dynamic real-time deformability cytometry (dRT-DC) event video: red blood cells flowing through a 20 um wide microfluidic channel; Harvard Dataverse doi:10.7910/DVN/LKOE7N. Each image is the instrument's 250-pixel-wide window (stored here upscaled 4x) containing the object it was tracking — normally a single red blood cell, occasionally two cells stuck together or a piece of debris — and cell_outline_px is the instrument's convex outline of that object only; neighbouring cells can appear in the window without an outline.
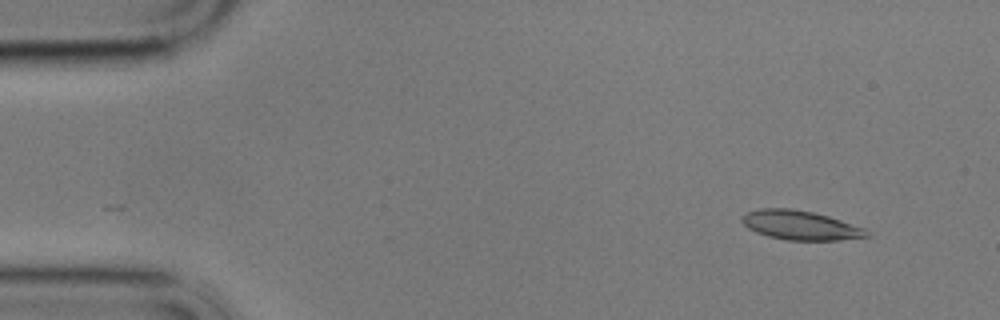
{"species": "common noctule bat (a hibernating species)", "species_latin": "Nyctalus noctula", "temperature_condition": "cold", "stored_images_in_passage": 54, "camera_frame_rate_fps": 3000, "um_per_image_px": 0.085, "animal": {"sex": "male", "body_mass_g": 17.9}, "frame": {"image": 1, "passage_image": 1, "time_ms": 0.0, "image_size_px": [1000, 320], "cell_outline_px": [[868, 236], [840, 240], [788, 240], [768, 236], [756, 232], [748, 228], [740, 220], [748, 212], [760, 208], [792, 208], [812, 212], [828, 216], [864, 228]], "centroid_in_image_um": [67.99, 19.14], "position_along_channel_um": 17.0, "area_um2": 20.92}}
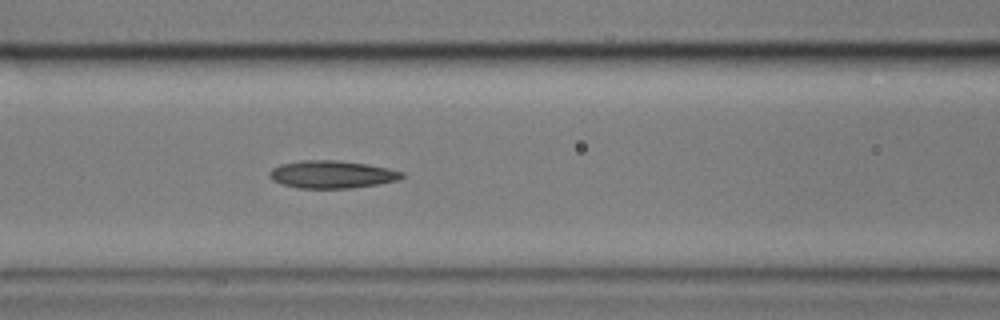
{"frame": {"image": 2, "passage_image": 20, "time_ms": 6.333, "image_size_px": [1000, 320], "cell_outline_px": [[404, 176], [400, 180], [352, 188], [300, 188], [284, 184], [272, 180], [268, 176], [268, 172], [272, 168], [280, 164], [300, 160], [336, 160], [368, 164], [388, 168], [404, 172]], "centroid_in_image_um": [28.21, 14.81], "position_along_channel_um": 138.4, "area_um2": 21.39}}
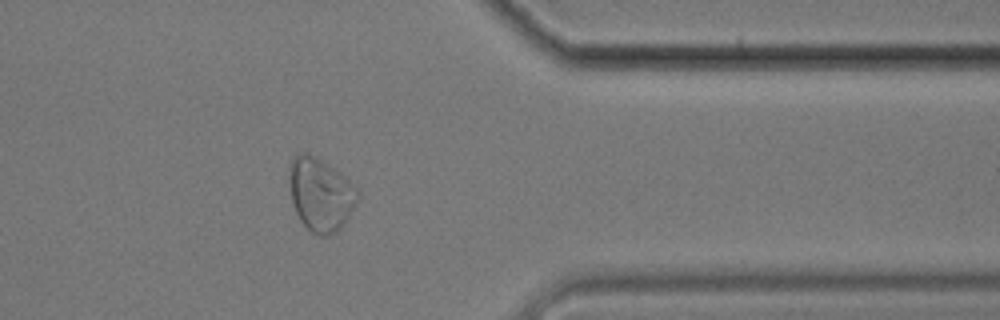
{"frame": {"image": 3, "passage_image": 43, "time_ms": 14.0, "image_size_px": [1000, 320], "cell_outline_px": [[360, 196], [356, 204], [344, 224], [336, 232], [324, 236], [320, 236], [312, 232], [300, 220], [296, 212], [292, 200], [288, 180], [288, 164], [292, 156], [296, 152], [308, 152], [324, 160], [340, 172], [360, 192]], "centroid_in_image_um": [27.22, 16.46], "position_along_channel_um": 384.2, "area_um2": 29.65}, "authors_computed_cell_mechanics": {"area_um2": 21.5594, "velocity_mm_per_s": 3.3875, "shape_relaxation_time_tau1_ms": 7.8018, "shape_relaxation_time_tau2_ms": 3.1369, "deformation_change_tau1": 0.1402, "deformation_change_tau2": 0.0857}}